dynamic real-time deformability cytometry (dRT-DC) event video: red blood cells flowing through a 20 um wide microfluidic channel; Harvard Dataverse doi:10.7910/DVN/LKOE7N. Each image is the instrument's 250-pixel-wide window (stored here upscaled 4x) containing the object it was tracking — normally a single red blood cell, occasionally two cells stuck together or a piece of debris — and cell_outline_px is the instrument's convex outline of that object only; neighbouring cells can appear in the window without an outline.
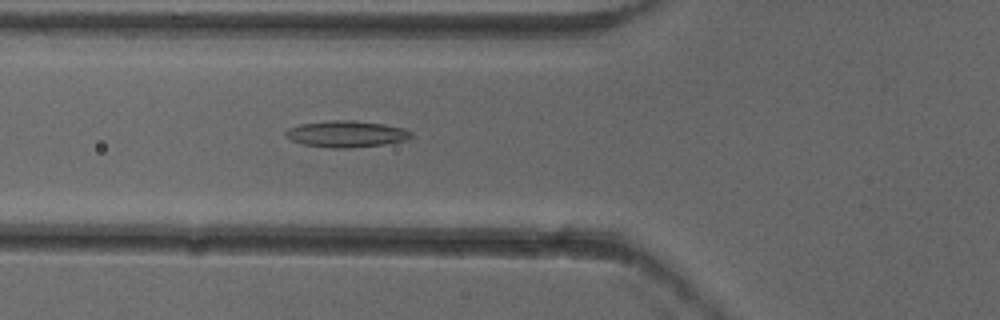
{"species": "common noctule bat (a hibernating species)", "species_latin": "Nyctalus noctula", "temperature_condition": "cold", "stored_images_in_passage": 2, "camera_frame_rate_fps": 3000, "um_per_image_px": 0.085, "animal": {"sex": "female"}, "frame": {"image": 1, "passage_image": 2, "time_ms": 0.333, "image_size_px": [1000, 320], "cell_outline_px": [[412, 136], [404, 140], [384, 144], [352, 148], [328, 148], [304, 144], [292, 140], [284, 136], [284, 132], [288, 128], [300, 124], [332, 120], [352, 120], [384, 124], [404, 128], [412, 132]], "centroid_in_image_um": [29.42, 11.39], "position_along_channel_um": 96.4, "area_um2": 19.36}}